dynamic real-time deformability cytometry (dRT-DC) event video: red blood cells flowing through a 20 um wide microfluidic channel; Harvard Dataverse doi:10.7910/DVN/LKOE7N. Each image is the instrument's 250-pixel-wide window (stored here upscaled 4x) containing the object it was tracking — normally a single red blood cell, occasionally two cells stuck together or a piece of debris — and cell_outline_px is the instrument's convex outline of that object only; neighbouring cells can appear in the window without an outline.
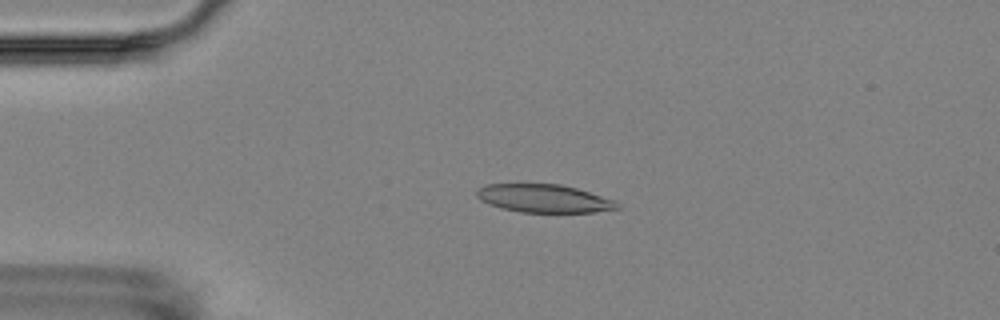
{"species": "Egyptian fruit bat (a non-hibernating species)", "species_latin": "Rousettus aegyptiacus", "temperature_condition": "room temperature", "stored_images_in_passage": 4, "camera_frame_rate_fps": 3000, "um_per_image_px": 0.085, "animal": {"sex": "female"}, "frame": {"image": 1, "passage_image": 3, "time_ms": 3.333, "image_size_px": [1000, 320], "cell_outline_px": [[620, 208], [596, 212], [520, 212], [500, 208], [488, 204], [480, 200], [476, 196], [476, 192], [480, 188], [488, 184], [560, 184], [576, 188], [616, 200], [620, 204]], "centroid_in_image_um": [46.25, 16.87], "position_along_channel_um": 38.7, "area_um2": 23.06}}